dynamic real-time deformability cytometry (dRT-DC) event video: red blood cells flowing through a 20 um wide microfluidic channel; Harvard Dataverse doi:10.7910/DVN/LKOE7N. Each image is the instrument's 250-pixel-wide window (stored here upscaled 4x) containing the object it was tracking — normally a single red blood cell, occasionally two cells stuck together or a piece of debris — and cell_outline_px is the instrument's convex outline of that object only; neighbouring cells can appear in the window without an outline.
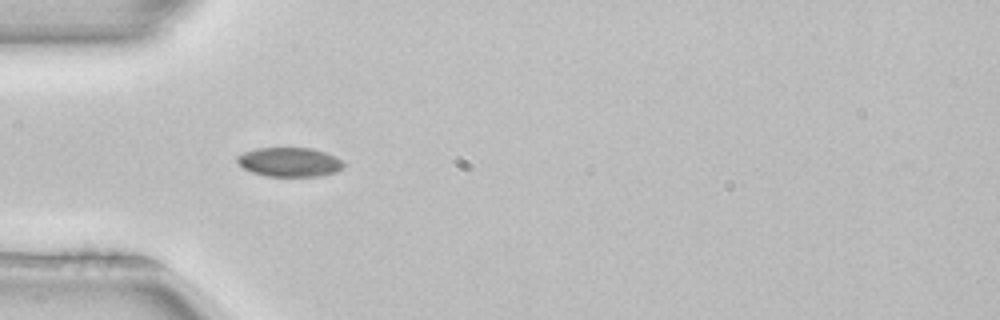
{"species": "common noctule bat (a hibernating species)", "species_latin": "Nyctalus noctula", "temperature_condition": "room temperature", "stored_images_in_passage": 51, "camera_frame_rate_fps": 3000, "um_per_image_px": 0.085, "animal": {"sex": "female", "body_mass_g": 22.7, "forearm_length_mm": 54.2}, "frame": {"image": 1, "passage_image": 15, "time_ms": 4.667, "image_size_px": [1000, 320], "cell_outline_px": [[344, 168], [336, 172], [320, 176], [264, 176], [252, 172], [244, 168], [236, 160], [236, 156], [244, 152], [256, 148], [312, 148], [324, 152], [340, 160], [344, 164]], "centroid_in_image_um": [24.59, 13.78], "position_along_channel_um": 60.4, "area_um2": 18.03}}